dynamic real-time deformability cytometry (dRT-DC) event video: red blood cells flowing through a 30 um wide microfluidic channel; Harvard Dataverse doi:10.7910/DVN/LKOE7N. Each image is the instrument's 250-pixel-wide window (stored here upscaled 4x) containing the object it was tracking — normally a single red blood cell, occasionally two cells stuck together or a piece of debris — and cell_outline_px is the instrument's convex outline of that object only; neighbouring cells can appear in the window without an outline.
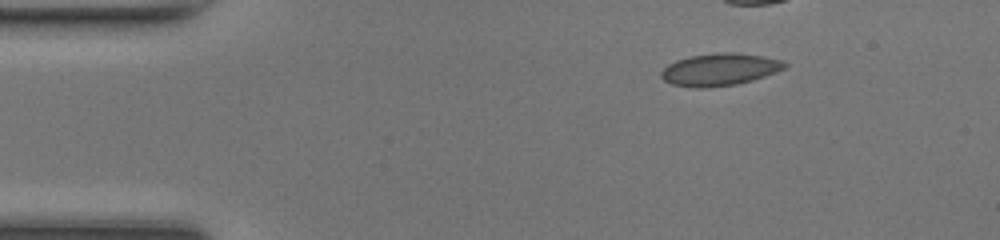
{"species": "common noctule bat (a hibernating species)", "species_latin": "Nyctalus noctula", "temperature_condition": "room temperature", "stored_images_in_passage": 31, "camera_frame_rate_fps": 3000, "um_per_image_px": 0.085, "animal": {"sex": "female", "body_mass_g": 17.0, "forearm_length_mm": 48.0}, "frame": {"image": 1, "passage_image": 1, "time_ms": 0.0, "image_size_px": [1000, 240], "cell_outline_px": [[788, 64], [784, 68], [776, 72], [752, 80], [736, 84], [704, 88], [696, 88], [672, 84], [664, 80], [660, 76], [660, 72], [668, 64], [676, 60], [688, 56], [720, 52], [732, 52], [760, 56], [784, 60]], "centroid_in_image_um": [61.15, 5.9], "position_along_channel_um": 23.9, "area_um2": 23.18}}
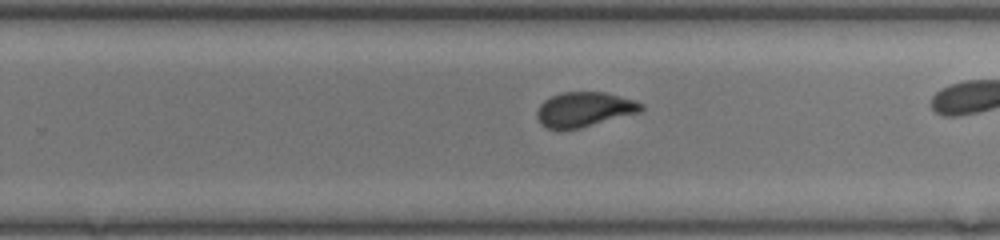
{"frame": {"image": 2, "passage_image": 24, "time_ms": 7.667, "image_size_px": [1000, 240], "cell_outline_px": [[644, 108], [640, 112], [580, 128], [548, 128], [540, 124], [536, 116], [536, 112], [540, 104], [544, 100], [560, 92], [604, 92], [632, 100], [644, 104]], "centroid_in_image_um": [49.64, 9.29], "position_along_channel_um": 280.2, "area_um2": 20.87}}
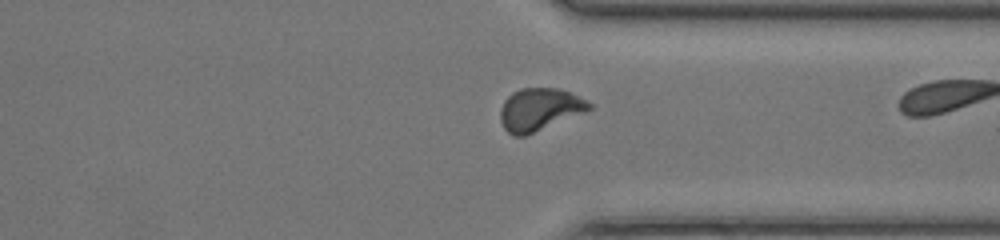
{"frame": {"image": 3, "passage_image": 30, "time_ms": 9.667, "image_size_px": [1000, 240], "cell_outline_px": [[592, 108], [584, 112], [524, 136], [512, 136], [504, 128], [500, 120], [500, 108], [504, 100], [512, 92], [520, 88], [556, 88], [568, 92], [592, 104]], "centroid_in_image_um": [45.8, 9.3], "position_along_channel_um": 365.6, "area_um2": 21.68}}